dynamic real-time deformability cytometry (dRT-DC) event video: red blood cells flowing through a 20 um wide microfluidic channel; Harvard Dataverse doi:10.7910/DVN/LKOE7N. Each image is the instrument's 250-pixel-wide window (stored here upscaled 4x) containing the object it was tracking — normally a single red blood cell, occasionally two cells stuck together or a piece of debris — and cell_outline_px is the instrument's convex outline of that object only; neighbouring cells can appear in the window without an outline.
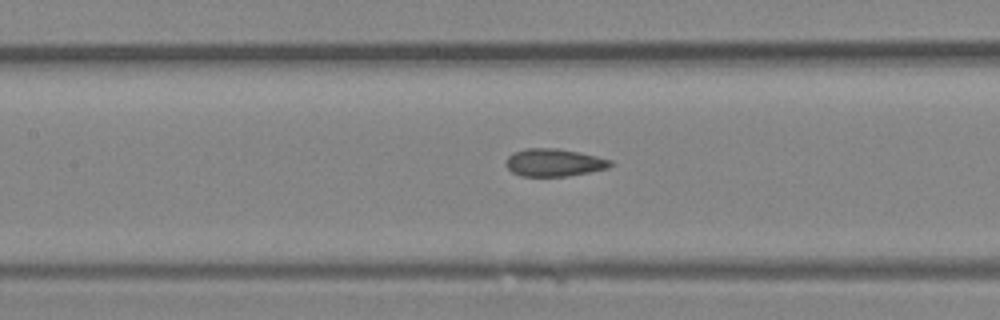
{"species": "Egyptian fruit bat (a non-hibernating species)", "species_latin": "Rousettus aegyptiacus", "temperature_condition": "room temperature", "stored_images_in_passage": 24, "camera_frame_rate_fps": 3000, "um_per_image_px": 0.085, "animal": {"sex": "female"}, "frame": {"image": 1, "passage_image": 11, "time_ms": 3.333, "image_size_px": [1000, 320], "cell_outline_px": [[616, 164], [608, 168], [568, 176], [520, 176], [512, 172], [508, 168], [508, 156], [512, 152], [524, 148], [556, 148], [580, 152], [612, 160]], "centroid_in_image_um": [47.13, 13.81], "position_along_channel_um": 160.3, "area_um2": 16.88}}
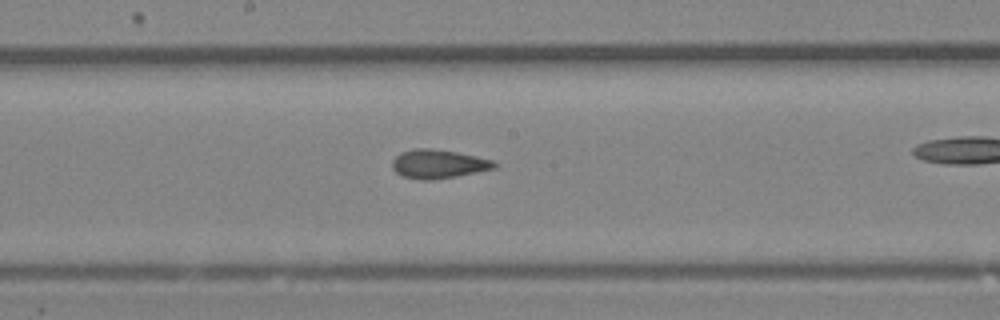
{"frame": {"image": 2, "passage_image": 14, "time_ms": 4.333, "image_size_px": [1000, 320], "cell_outline_px": [[500, 164], [496, 168], [456, 176], [432, 180], [420, 180], [404, 176], [396, 172], [392, 168], [392, 160], [400, 152], [412, 148], [432, 148], [456, 152], [496, 160]], "centroid_in_image_um": [37.29, 13.92], "position_along_channel_um": 210.9, "area_um2": 17.34}}
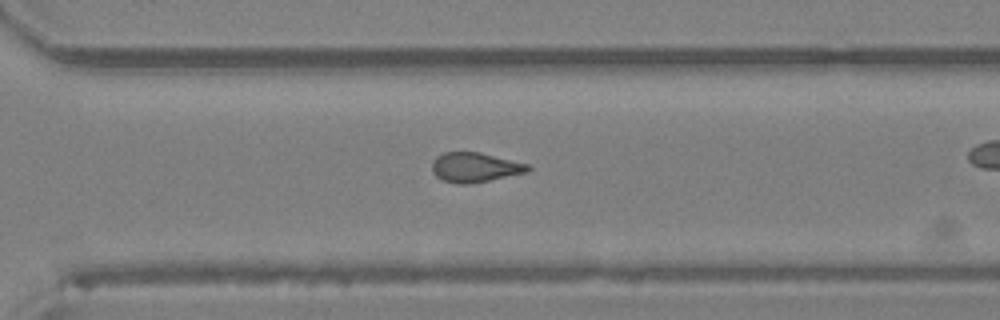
{"frame": {"image": 3, "passage_image": 21, "time_ms": 6.667, "image_size_px": [1000, 320], "cell_outline_px": [[532, 168], [528, 172], [472, 184], [456, 184], [444, 180], [436, 176], [432, 172], [432, 160], [436, 156], [444, 152], [480, 152], [532, 164]], "centroid_in_image_um": [40.41, 14.22], "position_along_channel_um": 330.2, "area_um2": 16.94}}